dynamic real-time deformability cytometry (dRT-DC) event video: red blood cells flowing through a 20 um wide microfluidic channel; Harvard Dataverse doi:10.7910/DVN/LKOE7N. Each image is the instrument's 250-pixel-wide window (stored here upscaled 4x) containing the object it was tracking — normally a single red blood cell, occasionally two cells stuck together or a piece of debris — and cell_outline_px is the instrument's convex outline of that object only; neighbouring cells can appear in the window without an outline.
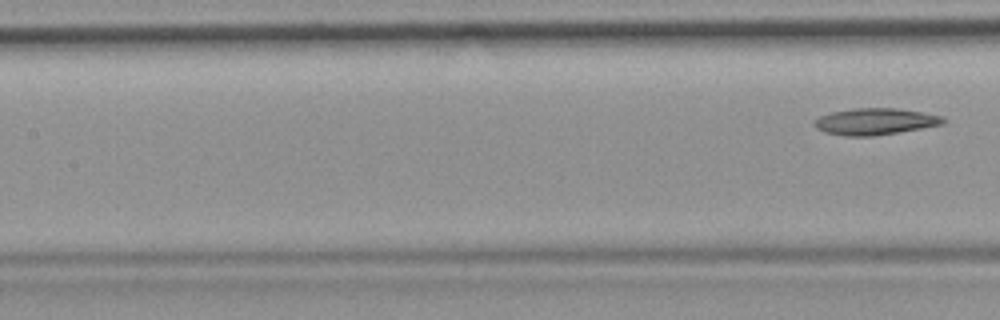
{"species": "common noctule bat (a hibernating species)", "species_latin": "Nyctalus noctula", "temperature_condition": "room temperature", "stored_images_in_passage": 7, "segment_of_instrument_passage": [2, 2], "camera_frame_rate_fps": 3000, "um_per_image_px": 0.085, "animal": {"sex": "female", "body_mass_g": 19.9}, "frame": {"image": 1, "passage_image": 7, "time_ms": 8.0, "image_size_px": [1000, 320], "cell_outline_px": [[948, 120], [944, 124], [872, 136], [844, 136], [824, 132], [816, 128], [812, 124], [812, 120], [820, 116], [832, 112], [856, 108], [896, 108], [924, 112], [940, 116]], "centroid_in_image_um": [74.35, 10.32], "position_along_channel_um": 133.1, "area_um2": 19.94}}